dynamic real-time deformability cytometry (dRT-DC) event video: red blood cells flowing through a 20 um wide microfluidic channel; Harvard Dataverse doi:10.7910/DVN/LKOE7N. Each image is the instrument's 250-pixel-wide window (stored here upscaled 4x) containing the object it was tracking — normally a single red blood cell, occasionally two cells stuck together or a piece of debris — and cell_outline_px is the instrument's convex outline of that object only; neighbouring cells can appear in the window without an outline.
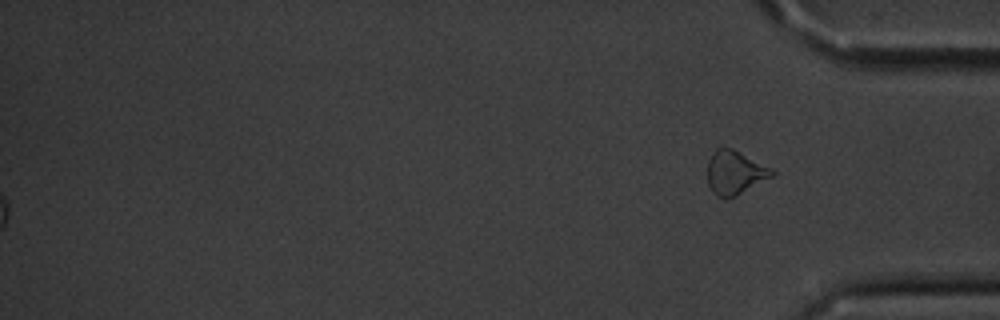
{"species": "common noctule bat (a hibernating species)", "species_latin": "Nyctalus noctula", "temperature_condition": "cold", "stored_images_in_passage": 58, "camera_frame_rate_fps": 3000, "um_per_image_px": 0.085, "animal": {"sex": "male", "body_mass_g": 20.1, "forearm_length_mm": 53.5}, "frame": {"image": 1, "passage_image": 58, "time_ms": 19.0, "image_size_px": [1000, 320], "cell_outline_px": [[776, 172], [772, 176], [736, 196], [716, 196], [712, 192], [708, 184], [708, 160], [716, 148], [732, 148], [772, 168]], "centroid_in_image_um": [62.46, 14.65], "position_along_channel_um": 372.7, "area_um2": 16.18}}